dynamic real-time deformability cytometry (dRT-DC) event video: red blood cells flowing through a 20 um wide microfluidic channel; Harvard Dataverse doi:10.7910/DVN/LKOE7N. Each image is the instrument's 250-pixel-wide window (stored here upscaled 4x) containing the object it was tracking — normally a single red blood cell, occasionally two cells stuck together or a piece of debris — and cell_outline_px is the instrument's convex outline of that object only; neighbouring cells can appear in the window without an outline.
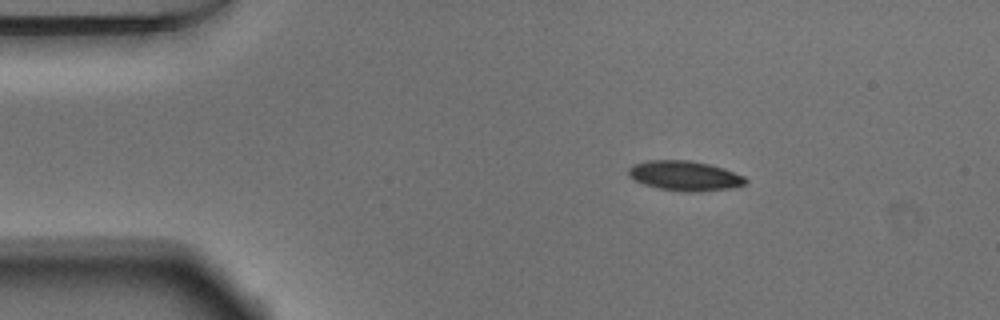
{"species": "Egyptian fruit bat (a non-hibernating species)", "species_latin": "Rousettus aegyptiacus", "temperature_condition": "warm", "stored_images_in_passage": 45, "camera_frame_rate_fps": 3000, "um_per_image_px": 0.085, "animal": {"sex": "male"}, "frame": {"image": 1, "passage_image": 1, "time_ms": 0.0, "image_size_px": [1000, 320], "cell_outline_px": [[748, 180], [744, 184], [732, 188], [688, 192], [660, 188], [644, 184], [628, 176], [628, 168], [632, 164], [648, 160], [692, 160], [724, 168], [744, 176]], "centroid_in_image_um": [58.19, 14.92], "position_along_channel_um": 26.8, "area_um2": 20.23}}
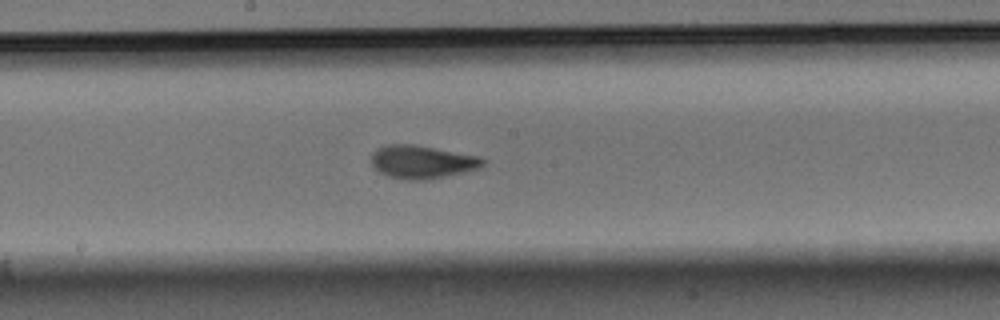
{"frame": {"image": 2, "passage_image": 20, "time_ms": 6.333, "image_size_px": [1000, 320], "cell_outline_px": [[484, 164], [480, 168], [464, 172], [428, 180], [404, 180], [388, 176], [380, 172], [372, 164], [372, 156], [376, 148], [388, 144], [412, 144], [480, 156], [484, 160]], "centroid_in_image_um": [35.88, 13.77], "position_along_channel_um": 212.3, "area_um2": 21.5}}
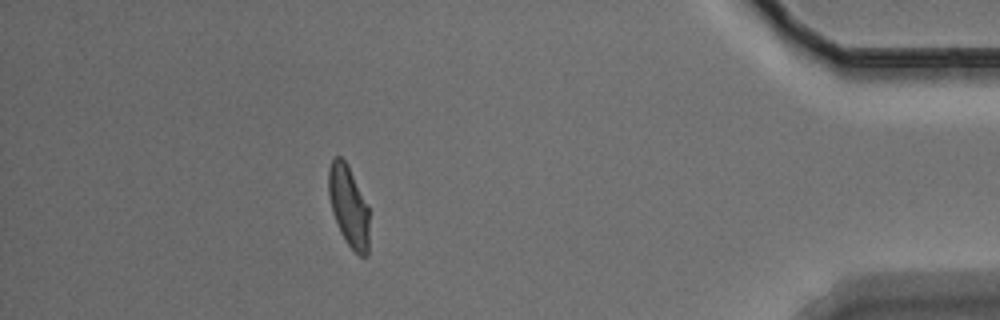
{"frame": {"image": 3, "passage_image": 39, "time_ms": 12.667, "image_size_px": [1000, 320], "cell_outline_px": [[368, 256], [360, 256], [344, 240], [340, 232], [332, 212], [328, 196], [328, 168], [332, 160], [336, 156], [340, 156], [348, 164], [368, 204]], "centroid_in_image_um": [29.62, 17.49], "position_along_channel_um": 405.6, "area_um2": 19.36}, "authors_computed_cell_mechanics": {"area_um2": 20.3456, "velocity_mm_per_s": 3.8319, "shape_relaxation_time_tau1_ms": 4.2682, "shape_relaxation_time_tau2_ms": 1.0737, "deformation_change_tau1": 0.1611, "deformation_change_tau2": 0.061}}